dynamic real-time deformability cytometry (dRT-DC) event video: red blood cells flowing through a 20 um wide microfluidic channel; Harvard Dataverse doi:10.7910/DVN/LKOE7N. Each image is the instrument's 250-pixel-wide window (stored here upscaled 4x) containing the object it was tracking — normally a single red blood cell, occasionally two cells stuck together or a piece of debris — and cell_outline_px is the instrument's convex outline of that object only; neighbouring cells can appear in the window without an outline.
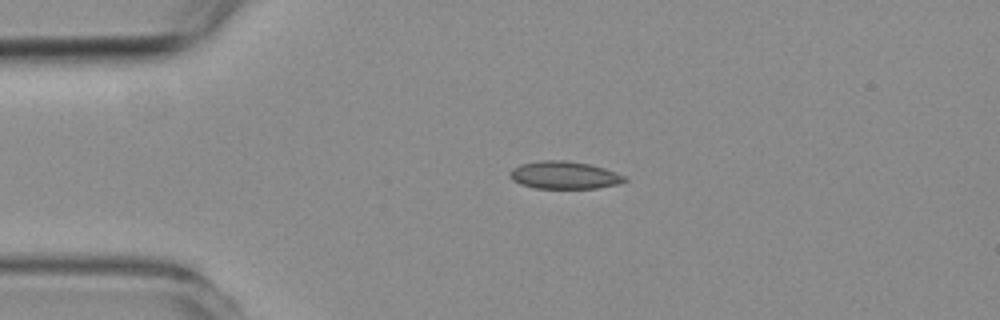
{"species": "common noctule bat (a hibernating species)", "species_latin": "Nyctalus noctula", "temperature_condition": "room temperature", "stored_images_in_passage": 5, "camera_frame_rate_fps": 3000, "um_per_image_px": 0.085, "animal": {"sex": "female", "body_mass_g": 19.3, "forearm_length_mm": 54.1}, "frame": {"image": 1, "passage_image": 3, "time_ms": 2.333, "image_size_px": [1000, 320], "cell_outline_px": [[628, 180], [616, 184], [596, 188], [536, 188], [520, 184], [512, 180], [508, 176], [508, 172], [512, 168], [520, 164], [540, 160], [568, 160], [588, 164], [604, 168], [624, 176]], "centroid_in_image_um": [47.89, 14.88], "position_along_channel_um": 37.1, "area_um2": 18.44}}